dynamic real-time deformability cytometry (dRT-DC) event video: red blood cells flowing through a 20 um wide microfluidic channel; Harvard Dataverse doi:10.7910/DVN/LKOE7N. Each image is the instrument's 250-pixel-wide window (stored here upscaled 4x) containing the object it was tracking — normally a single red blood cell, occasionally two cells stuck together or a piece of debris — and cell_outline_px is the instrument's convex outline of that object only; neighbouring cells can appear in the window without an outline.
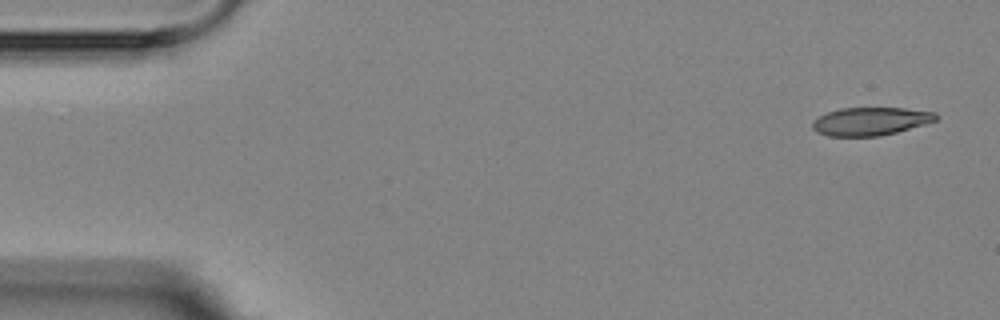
{"species": "Egyptian fruit bat (a non-hibernating species)", "species_latin": "Rousettus aegyptiacus", "temperature_condition": "room temperature", "stored_images_in_passage": 5, "camera_frame_rate_fps": 3000, "um_per_image_px": 0.085, "animal": {"sex": "female"}, "frame": {"image": 1, "passage_image": 1, "time_ms": 0.0, "image_size_px": [1000, 320], "cell_outline_px": [[940, 116], [936, 120], [924, 124], [896, 132], [880, 136], [828, 136], [816, 132], [812, 128], [812, 124], [820, 116], [828, 112], [840, 108], [904, 108], [936, 112]], "centroid_in_image_um": [74.01, 10.31], "position_along_channel_um": 11.0, "area_um2": 20.11}}
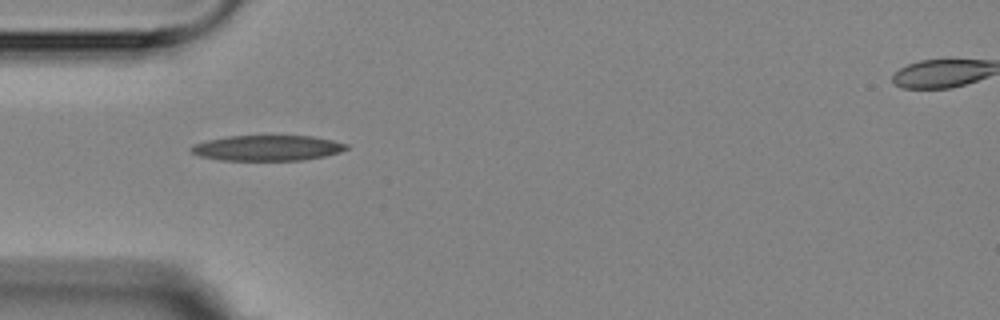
{"frame": {"image": 2, "passage_image": 5, "time_ms": 4.667, "image_size_px": [1000, 320], "cell_outline_px": [[348, 148], [340, 152], [324, 156], [304, 160], [220, 160], [200, 156], [192, 152], [188, 148], [192, 144], [208, 140], [228, 136], [268, 132], [312, 136], [332, 140], [348, 144]], "centroid_in_image_um": [22.72, 12.52], "position_along_channel_um": 62.3, "area_um2": 24.22}}